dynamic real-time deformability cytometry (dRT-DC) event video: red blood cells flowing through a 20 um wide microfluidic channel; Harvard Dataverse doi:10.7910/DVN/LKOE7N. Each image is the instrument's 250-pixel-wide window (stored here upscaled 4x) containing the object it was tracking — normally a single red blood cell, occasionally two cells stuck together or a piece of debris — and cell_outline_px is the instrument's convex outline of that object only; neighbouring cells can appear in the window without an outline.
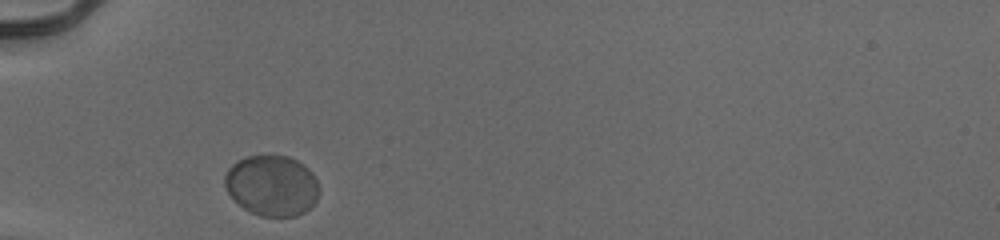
{"species": "human", "species_latin": "Homo sapiens", "temperature_condition": "cold", "stored_images_in_passage": 36, "camera_frame_rate_fps": 3000, "um_per_image_px": 0.085, "donor": {"sex": "male"}, "frame": {"image": 1, "passage_image": 1, "time_ms": 0.0, "image_size_px": [1000, 240], "cell_outline_px": [[320, 192], [316, 200], [304, 212], [296, 216], [260, 216], [244, 208], [224, 188], [224, 176], [228, 168], [236, 160], [244, 156], [288, 156], [304, 164], [312, 172], [316, 180]], "centroid_in_image_um": [23.1, 15.75], "position_along_channel_um": 61.9, "area_um2": 33.35}}
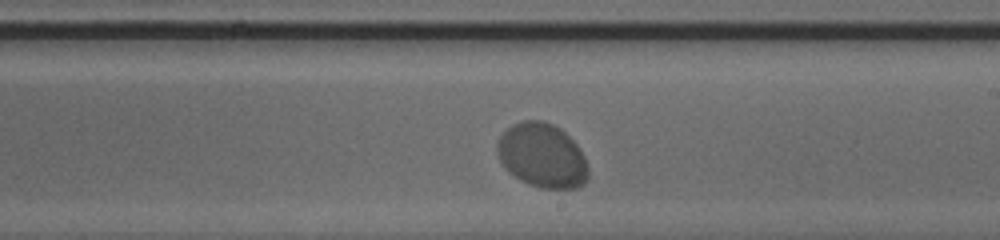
{"frame": {"image": 2, "passage_image": 16, "time_ms": 5.0, "image_size_px": [1000, 240], "cell_outline_px": [[588, 180], [584, 184], [576, 188], [540, 188], [528, 184], [520, 180], [508, 172], [504, 168], [496, 152], [496, 140], [512, 124], [520, 120], [544, 120], [560, 128], [576, 144], [584, 156], [588, 168]], "centroid_in_image_um": [46.06, 13.22], "position_along_channel_um": 242.9, "area_um2": 34.45}}
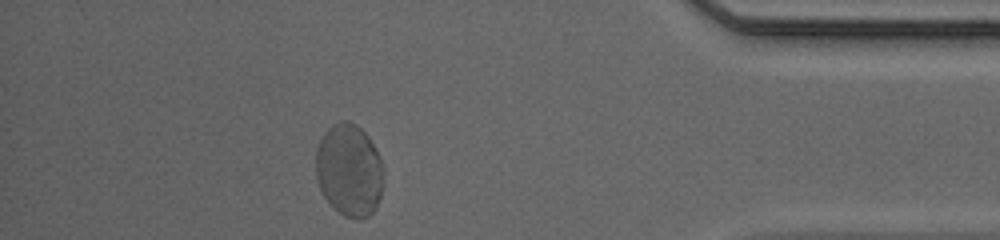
{"frame": {"image": 3, "passage_image": 31, "time_ms": 10.0, "image_size_px": [1000, 240], "cell_outline_px": [[384, 184], [376, 208], [368, 216], [356, 220], [344, 216], [324, 196], [316, 180], [316, 148], [324, 132], [332, 124], [340, 120], [348, 120], [356, 124], [368, 136], [376, 148], [380, 156]], "centroid_in_image_um": [29.69, 14.44], "position_along_channel_um": 405.5, "area_um2": 36.7}, "authors_computed_cell_mechanics": {"area_um2": 35.0557, "velocity_mm_per_s": 3.846, "shape_relaxation_time_tau1_ms": 1.1201, "shape_relaxation_time_tau2_ms": null, "deformation_change_tau1": 0.0174, "deformation_change_tau2": null}}